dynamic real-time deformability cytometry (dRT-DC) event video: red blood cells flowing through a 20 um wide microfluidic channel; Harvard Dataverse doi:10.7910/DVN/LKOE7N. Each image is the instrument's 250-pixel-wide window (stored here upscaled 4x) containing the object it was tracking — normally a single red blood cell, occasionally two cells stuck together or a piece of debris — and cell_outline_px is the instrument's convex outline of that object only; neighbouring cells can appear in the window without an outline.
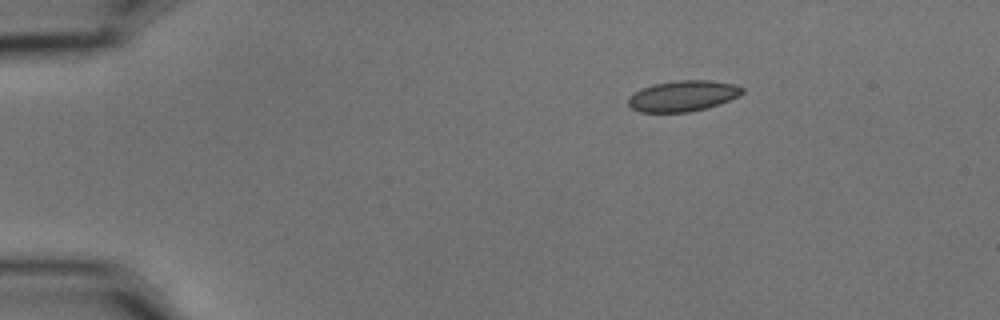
{"species": "common noctule bat (a hibernating species)", "species_latin": "Nyctalus noctula", "temperature_condition": "cold", "stored_images_in_passage": 5, "camera_frame_rate_fps": 3000, "um_per_image_px": 0.085, "animal": {"sex": "male", "body_mass_g": 15.6}, "frame": {"image": 1, "passage_image": 1, "time_ms": 0.0, "image_size_px": [1000, 320], "cell_outline_px": [[744, 92], [740, 96], [720, 104], [708, 108], [688, 112], [640, 112], [632, 108], [628, 104], [628, 96], [652, 84], [672, 80], [712, 80], [736, 84], [744, 88]], "centroid_in_image_um": [58.09, 8.15], "position_along_channel_um": 26.9, "area_um2": 20.75}}
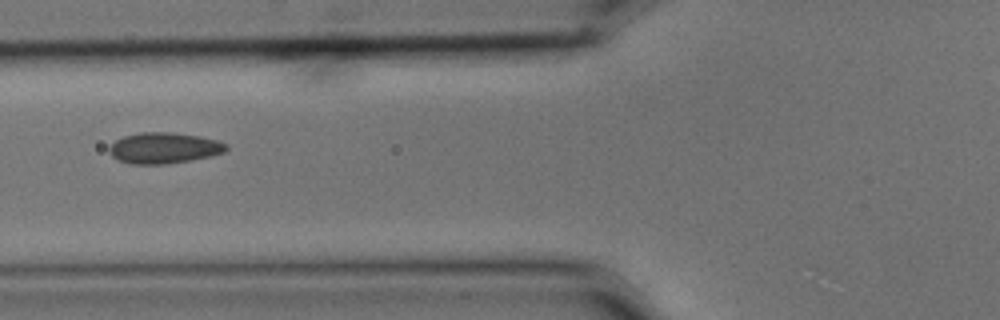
{"frame": {"image": 2, "passage_image": 4, "time_ms": 1.0, "image_size_px": [1000, 320], "cell_outline_px": [[228, 148], [224, 152], [212, 156], [192, 160], [164, 164], [128, 164], [112, 156], [108, 152], [108, 148], [116, 140], [124, 136], [140, 132], [172, 132], [200, 136], [220, 140], [228, 144]], "centroid_in_image_um": [13.97, 12.57], "position_along_channel_um": 111.8, "area_um2": 21.33}}
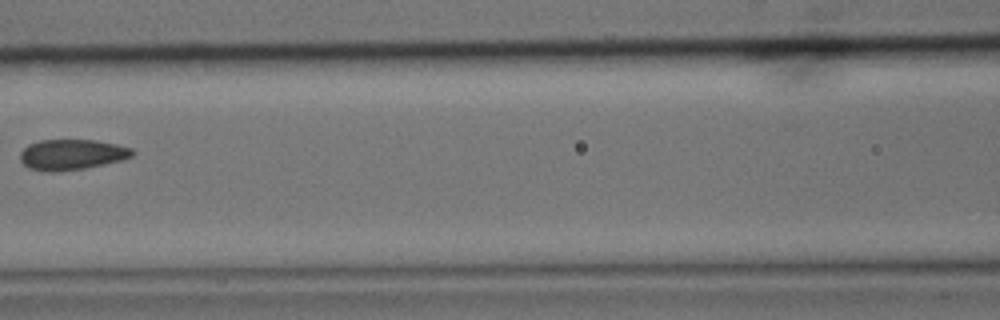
{"frame": {"image": 3, "passage_image": 5, "time_ms": 1.333, "image_size_px": [1000, 320], "cell_outline_px": [[136, 152], [132, 156], [124, 160], [84, 168], [56, 172], [48, 172], [28, 168], [20, 160], [20, 152], [28, 144], [40, 140], [96, 140], [116, 144], [132, 148]], "centroid_in_image_um": [6.11, 13.14], "position_along_channel_um": 160.5, "area_um2": 20.11}}